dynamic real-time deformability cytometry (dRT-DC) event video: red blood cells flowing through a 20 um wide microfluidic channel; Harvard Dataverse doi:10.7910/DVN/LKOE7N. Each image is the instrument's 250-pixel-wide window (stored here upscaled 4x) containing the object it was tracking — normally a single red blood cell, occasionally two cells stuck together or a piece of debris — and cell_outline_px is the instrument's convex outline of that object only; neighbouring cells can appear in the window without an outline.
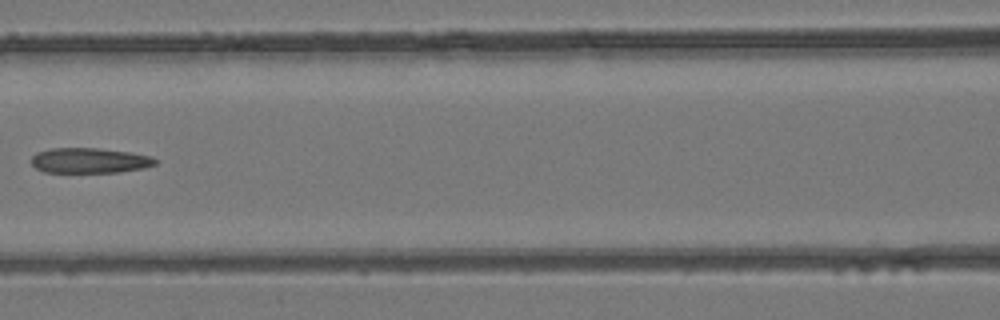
{"species": "common noctule bat (a hibernating species)", "species_latin": "Nyctalus noctula", "temperature_condition": "room temperature", "stored_images_in_passage": 6, "segment_of_instrument_passage": [1, 2], "camera_frame_rate_fps": 3000, "um_per_image_px": 0.085, "animal": {"sex": "female", "body_mass_g": 24.6, "forearm_length_mm": 56.2}, "frame": {"image": 1, "passage_image": 5, "time_ms": 1.333, "image_size_px": [1000, 320], "cell_outline_px": [[156, 164], [144, 168], [116, 172], [44, 172], [36, 168], [32, 164], [32, 156], [36, 152], [52, 148], [100, 148], [132, 152], [152, 156], [156, 160]], "centroid_in_image_um": [7.62, 13.63], "position_along_channel_um": 159.0, "area_um2": 18.26}}